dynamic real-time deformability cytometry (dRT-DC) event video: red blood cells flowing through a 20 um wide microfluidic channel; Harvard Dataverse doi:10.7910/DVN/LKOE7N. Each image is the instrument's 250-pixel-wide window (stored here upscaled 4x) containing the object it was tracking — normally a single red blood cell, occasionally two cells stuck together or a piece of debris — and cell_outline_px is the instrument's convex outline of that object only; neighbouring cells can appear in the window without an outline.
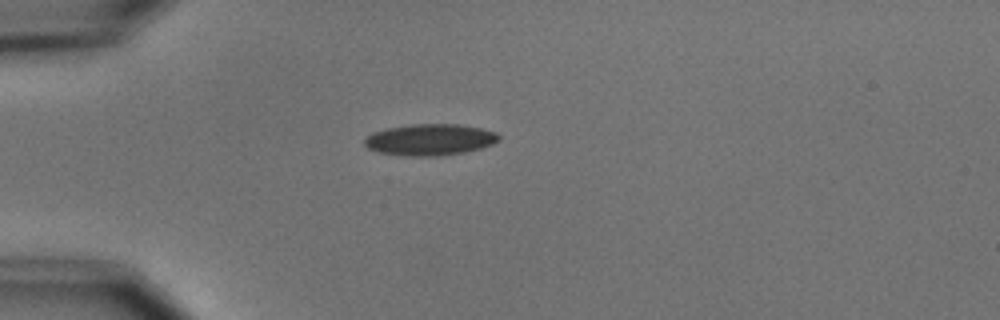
{"species": "common noctule bat (a hibernating species)", "species_latin": "Nyctalus noctula", "temperature_condition": "cold", "stored_images_in_passage": 1, "camera_frame_rate_fps": 3000, "um_per_image_px": 0.085, "animal": {"sex": "male", "body_mass_g": 15.6}, "frame": {"image": 1, "passage_image": 1, "time_ms": 0.0, "image_size_px": [1000, 320], "cell_outline_px": [[500, 140], [492, 144], [480, 148], [464, 152], [440, 156], [408, 156], [380, 152], [368, 148], [364, 144], [364, 140], [372, 132], [388, 128], [412, 124], [456, 124], [480, 128], [496, 132], [500, 136]], "centroid_in_image_um": [36.55, 11.87], "position_along_channel_um": 48.4, "area_um2": 24.45}}